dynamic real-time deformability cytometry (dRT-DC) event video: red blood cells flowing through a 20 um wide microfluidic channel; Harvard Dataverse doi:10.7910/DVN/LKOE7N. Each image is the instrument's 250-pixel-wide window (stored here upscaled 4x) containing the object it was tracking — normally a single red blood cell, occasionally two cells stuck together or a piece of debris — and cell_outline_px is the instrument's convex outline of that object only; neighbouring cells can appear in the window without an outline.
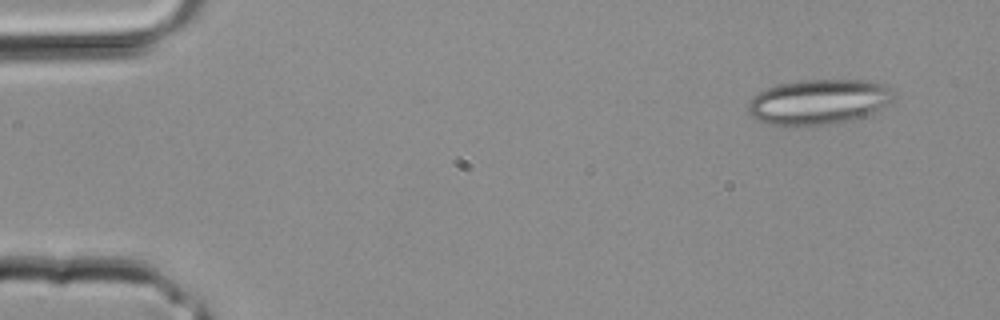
{"species": "common noctule bat (a hibernating species)", "species_latin": "Nyctalus noctula", "temperature_condition": "room temperature", "stored_images_in_passage": 2, "camera_frame_rate_fps": 3000, "um_per_image_px": 0.085, "animal": {"sex": "male", "body_mass_g": 20.4}, "frame": {"image": 1, "passage_image": 2, "time_ms": 0.333, "image_size_px": [1000, 320], "cell_outline_px": [[892, 100], [888, 104], [872, 112], [852, 120], [796, 128], [792, 128], [768, 124], [752, 116], [748, 112], [748, 104], [760, 92], [768, 88], [780, 84], [800, 80], [868, 80], [884, 84], [888, 88], [892, 96]], "centroid_in_image_um": [69.55, 8.68], "position_along_channel_um": 15.5, "area_um2": 38.15}}